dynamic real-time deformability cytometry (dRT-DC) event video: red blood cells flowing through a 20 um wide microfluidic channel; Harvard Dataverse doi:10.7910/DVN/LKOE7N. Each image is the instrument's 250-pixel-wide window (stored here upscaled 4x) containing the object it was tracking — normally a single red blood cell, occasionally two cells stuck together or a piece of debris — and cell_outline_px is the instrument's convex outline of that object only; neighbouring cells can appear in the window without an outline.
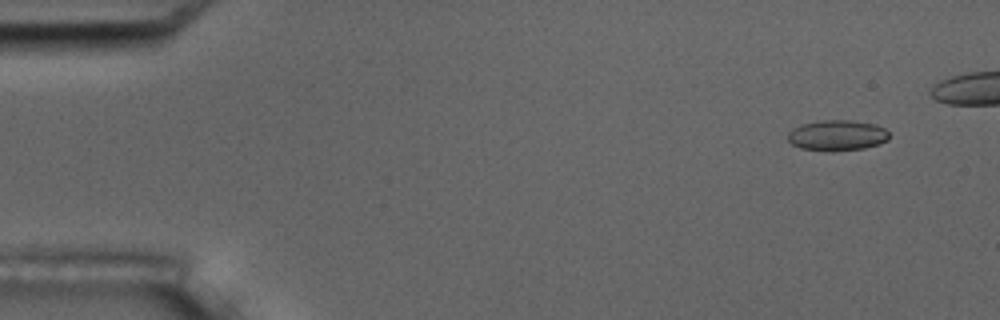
{"species": "common noctule bat (a hibernating species)", "species_latin": "Nyctalus noctula", "temperature_condition": "room temperature", "stored_images_in_passage": 7, "camera_frame_rate_fps": 3000, "um_per_image_px": 0.085, "animal": {"sex": "male", "body_mass_g": 17.5, "forearm_length_mm": 52.3}, "frame": {"image": 1, "passage_image": 2, "time_ms": 1.333, "image_size_px": [1000, 320], "cell_outline_px": [[888, 140], [880, 144], [864, 148], [832, 152], [828, 152], [800, 148], [792, 144], [788, 140], [788, 132], [792, 128], [800, 124], [820, 120], [852, 120], [876, 124], [884, 128], [888, 132]], "centroid_in_image_um": [71.14, 11.51], "position_along_channel_um": 13.9, "area_um2": 18.44}}